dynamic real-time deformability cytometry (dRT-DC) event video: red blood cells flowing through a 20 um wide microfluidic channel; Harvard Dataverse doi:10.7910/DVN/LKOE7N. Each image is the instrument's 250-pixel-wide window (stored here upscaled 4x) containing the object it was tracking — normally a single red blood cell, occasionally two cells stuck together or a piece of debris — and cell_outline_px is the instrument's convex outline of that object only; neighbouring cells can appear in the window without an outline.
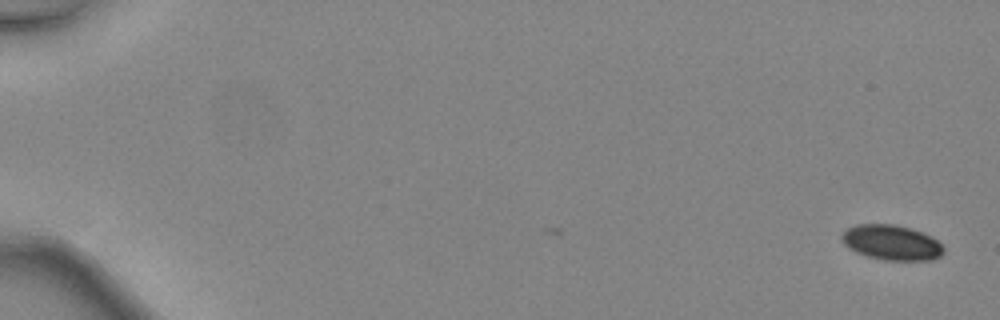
{"species": "common noctule bat (a hibernating species)", "species_latin": "Nyctalus noctula", "temperature_condition": "warm", "stored_images_in_passage": 2, "camera_frame_rate_fps": 3000, "um_per_image_px": 0.085, "animal": {"sex": "female", "body_mass_g": 24.6, "forearm_length_mm": 56.2}, "frame": {"image": 1, "passage_image": 2, "time_ms": 0.333, "image_size_px": [1000, 320], "cell_outline_px": [[944, 252], [940, 256], [932, 260], [884, 260], [868, 256], [856, 252], [848, 248], [840, 240], [840, 236], [848, 228], [856, 224], [892, 224], [924, 232], [932, 236], [944, 248]], "centroid_in_image_um": [75.77, 20.61], "position_along_channel_um": 9.2, "area_um2": 20.87}}